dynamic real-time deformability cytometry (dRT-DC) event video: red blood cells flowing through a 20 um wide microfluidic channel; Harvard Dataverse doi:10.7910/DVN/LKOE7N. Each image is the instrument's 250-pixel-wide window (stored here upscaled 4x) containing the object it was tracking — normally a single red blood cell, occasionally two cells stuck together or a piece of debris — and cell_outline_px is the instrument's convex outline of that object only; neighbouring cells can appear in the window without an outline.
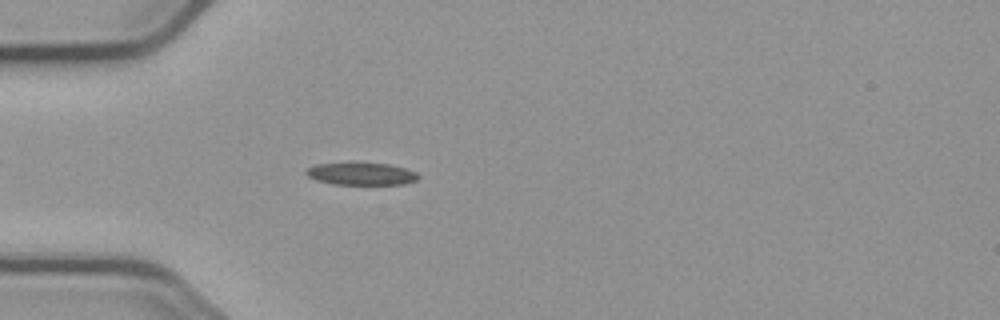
{"species": "common noctule bat (a hibernating species)", "species_latin": "Nyctalus noctula", "temperature_condition": "cold", "stored_images_in_passage": 5, "camera_frame_rate_fps": 3000, "um_per_image_px": 0.085, "animal": {"sex": "male", "body_mass_g": 23.1, "forearm_length_mm": 52.7}, "frame": {"image": 1, "passage_image": 5, "time_ms": 4.667, "image_size_px": [1000, 320], "cell_outline_px": [[420, 176], [416, 180], [404, 184], [332, 184], [316, 180], [308, 176], [304, 172], [308, 168], [316, 164], [388, 164], [404, 168], [416, 172]], "centroid_in_image_um": [30.71, 14.79], "position_along_channel_um": 54.3, "area_um2": 14.22}}